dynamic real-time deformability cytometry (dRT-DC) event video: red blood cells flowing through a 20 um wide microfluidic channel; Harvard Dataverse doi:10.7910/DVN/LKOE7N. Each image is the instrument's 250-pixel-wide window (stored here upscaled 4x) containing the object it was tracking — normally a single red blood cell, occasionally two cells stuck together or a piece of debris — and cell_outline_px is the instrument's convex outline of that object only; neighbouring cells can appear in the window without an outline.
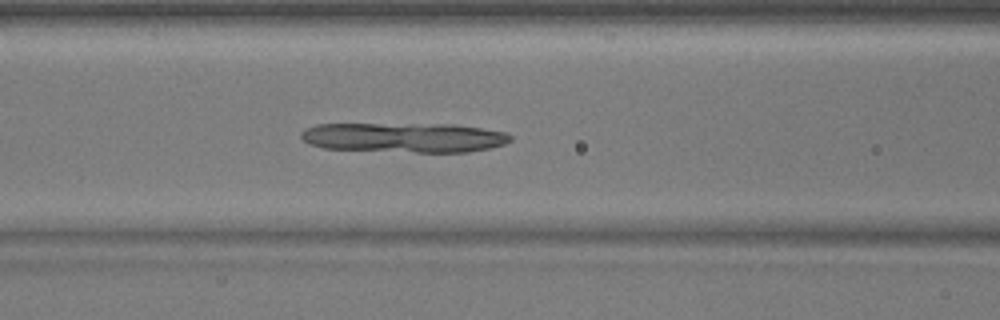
{"species": "common noctule bat (a hibernating species)", "species_latin": "Nyctalus noctula", "temperature_condition": "warm", "stored_images_in_passage": 21, "camera_frame_rate_fps": 3000, "um_per_image_px": 0.085, "animal": {"sex": "male", "body_mass_g": 17.9}, "frame": {"image": 1, "passage_image": 6, "time_ms": 1.667, "image_size_px": [1000, 320], "cell_outline_px": [[512, 140], [504, 144], [492, 148], [468, 152], [416, 152], [324, 148], [308, 144], [300, 136], [300, 132], [304, 128], [316, 124], [456, 124], [508, 132], [512, 136]], "centroid_in_image_um": [34.38, 11.68], "position_along_channel_um": 132.2, "area_um2": 36.59}}
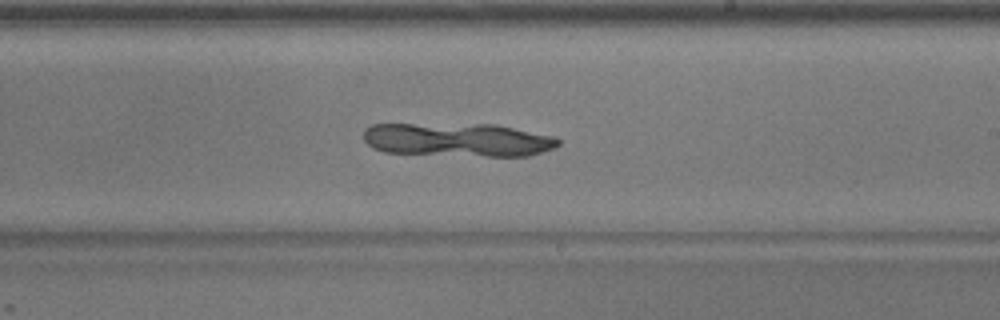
{"frame": {"image": 2, "passage_image": 15, "time_ms": 4.667, "image_size_px": [1000, 320], "cell_outline_px": [[560, 144], [552, 148], [528, 156], [488, 156], [384, 152], [372, 148], [364, 140], [364, 128], [372, 124], [496, 124], [556, 136], [560, 140]], "centroid_in_image_um": [38.92, 11.87], "position_along_channel_um": 250.1, "area_um2": 38.21}}